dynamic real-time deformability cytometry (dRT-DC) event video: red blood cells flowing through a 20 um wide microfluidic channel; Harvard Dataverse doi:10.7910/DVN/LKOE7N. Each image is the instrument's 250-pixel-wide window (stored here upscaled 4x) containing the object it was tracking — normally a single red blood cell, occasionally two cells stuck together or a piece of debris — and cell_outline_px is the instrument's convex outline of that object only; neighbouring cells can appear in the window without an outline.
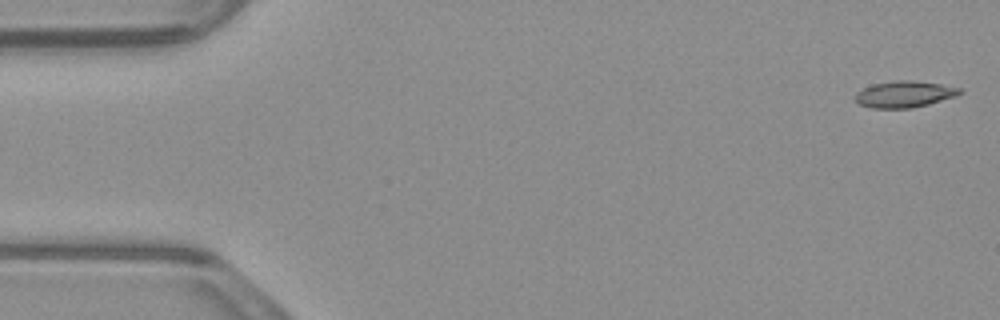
{"species": "common noctule bat (a hibernating species)", "species_latin": "Nyctalus noctula", "temperature_condition": "warm", "stored_images_in_passage": 10, "camera_frame_rate_fps": 3000, "um_per_image_px": 0.085, "animal": {"sex": "male", "body_mass_g": 23.1, "forearm_length_mm": 52.7}, "frame": {"image": 1, "passage_image": 1, "time_ms": 0.0, "image_size_px": [1000, 320], "cell_outline_px": [[964, 92], [956, 96], [928, 104], [912, 108], [872, 108], [860, 104], [852, 96], [856, 92], [872, 84], [896, 80], [912, 80], [940, 84], [960, 88]], "centroid_in_image_um": [76.86, 8.0], "position_along_channel_um": 8.1, "area_um2": 16.13}}